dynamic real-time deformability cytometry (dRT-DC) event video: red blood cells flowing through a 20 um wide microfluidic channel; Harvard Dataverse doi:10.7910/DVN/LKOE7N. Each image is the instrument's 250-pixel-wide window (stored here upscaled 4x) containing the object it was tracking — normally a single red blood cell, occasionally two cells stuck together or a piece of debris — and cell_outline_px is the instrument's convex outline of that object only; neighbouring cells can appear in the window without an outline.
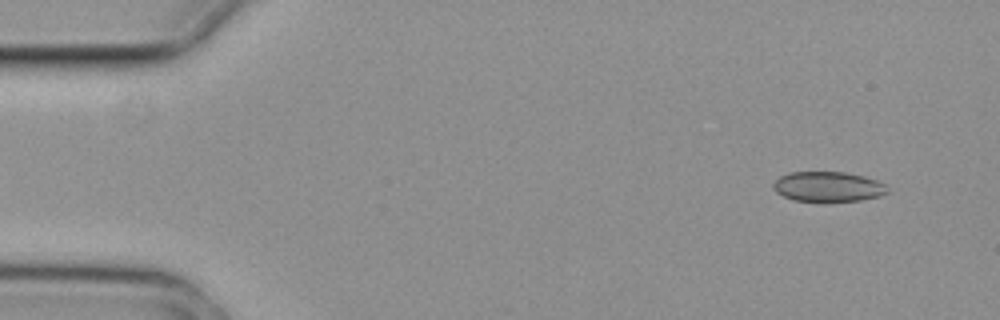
{"species": "common noctule bat (a hibernating species)", "species_latin": "Nyctalus noctula", "temperature_condition": "cold", "stored_images_in_passage": 4, "camera_frame_rate_fps": 3000, "um_per_image_px": 0.085, "animal": {"sex": "female", "body_mass_g": 29.2, "forearm_length_mm": 56.3}, "frame": {"image": 1, "passage_image": 1, "time_ms": 0.0, "image_size_px": [1000, 320], "cell_outline_px": [[888, 192], [880, 196], [860, 200], [792, 200], [776, 192], [772, 188], [772, 184], [780, 176], [788, 172], [844, 172], [864, 176], [876, 180], [884, 184]], "centroid_in_image_um": [70.35, 15.84], "position_along_channel_um": 14.6, "area_um2": 19.65}}
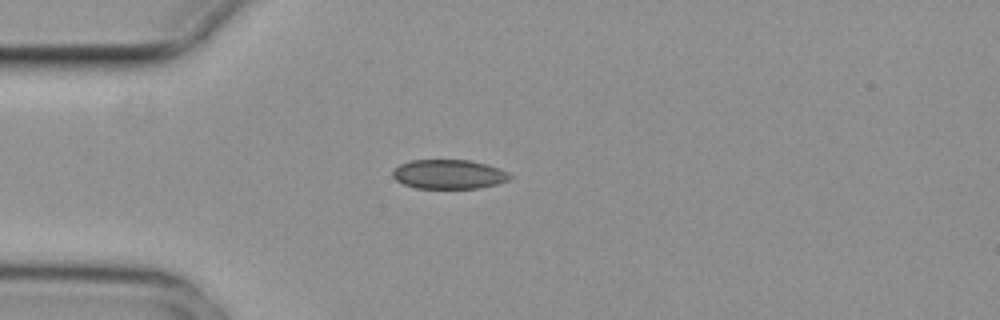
{"frame": {"image": 2, "passage_image": 3, "time_ms": 0.667, "image_size_px": [1000, 320], "cell_outline_px": [[512, 176], [508, 180], [496, 184], [480, 188], [416, 188], [404, 184], [396, 180], [392, 176], [392, 172], [400, 164], [412, 160], [468, 160], [488, 164], [500, 168], [508, 172]], "centroid_in_image_um": [38.17, 14.81], "position_along_channel_um": 46.8, "area_um2": 20.0}}